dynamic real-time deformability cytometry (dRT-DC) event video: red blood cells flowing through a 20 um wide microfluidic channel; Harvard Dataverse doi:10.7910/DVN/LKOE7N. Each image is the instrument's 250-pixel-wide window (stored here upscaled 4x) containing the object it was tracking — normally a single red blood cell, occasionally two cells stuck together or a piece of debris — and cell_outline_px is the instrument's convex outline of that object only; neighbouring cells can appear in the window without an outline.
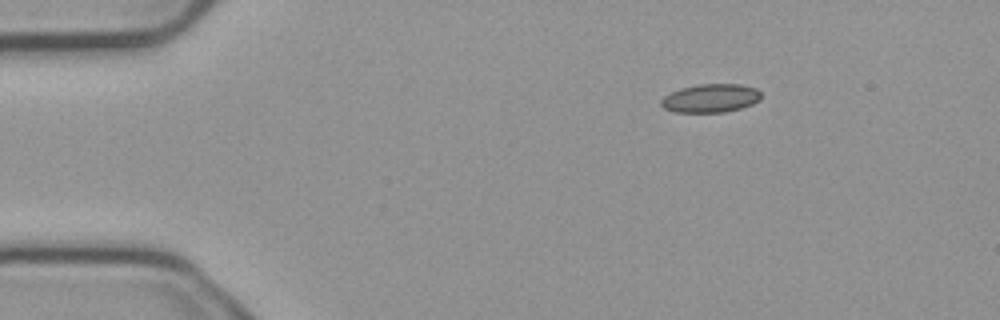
{"species": "common noctule bat (a hibernating species)", "species_latin": "Nyctalus noctula", "temperature_condition": "cold", "stored_images_in_passage": 6, "segment_of_instrument_passage": [2, 2], "camera_frame_rate_fps": 3000, "um_per_image_px": 0.085, "animal": {"sex": "male", "body_mass_g": 23.1, "forearm_length_mm": 52.7}, "frame": {"image": 1, "passage_image": 6, "time_ms": 1.667, "image_size_px": [1000, 320], "cell_outline_px": [[760, 100], [752, 104], [740, 108], [724, 112], [676, 112], [664, 108], [660, 104], [660, 100], [664, 96], [680, 88], [700, 84], [740, 84], [756, 88], [760, 92]], "centroid_in_image_um": [60.4, 8.34], "position_along_channel_um": 24.6, "area_um2": 16.53}}